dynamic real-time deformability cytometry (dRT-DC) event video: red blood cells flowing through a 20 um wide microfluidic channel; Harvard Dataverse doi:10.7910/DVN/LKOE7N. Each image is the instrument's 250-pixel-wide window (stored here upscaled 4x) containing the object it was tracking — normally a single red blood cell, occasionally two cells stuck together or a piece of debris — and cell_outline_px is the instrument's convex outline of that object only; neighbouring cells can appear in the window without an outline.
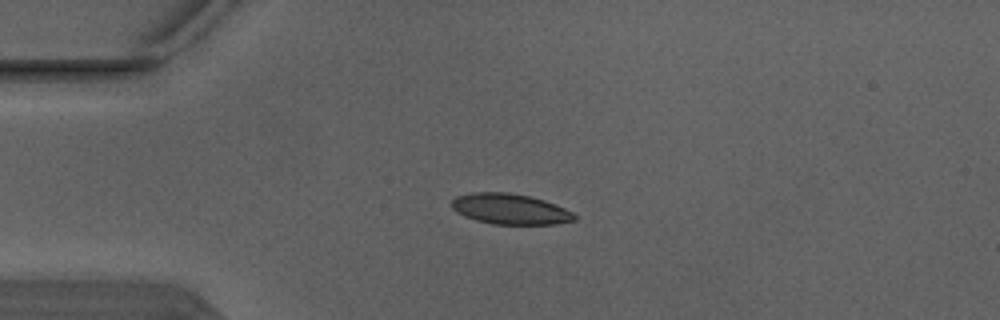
{"species": "Egyptian fruit bat (a non-hibernating species)", "species_latin": "Rousettus aegyptiacus", "temperature_condition": "warm", "stored_images_in_passage": 3, "camera_frame_rate_fps": 3000, "um_per_image_px": 0.085, "animal": {"sex": "male"}, "frame": {"image": 1, "passage_image": 1, "time_ms": 0.0, "image_size_px": [1000, 320], "cell_outline_px": [[576, 220], [556, 224], [492, 224], [476, 220], [464, 216], [456, 212], [452, 208], [452, 200], [456, 196], [472, 192], [508, 192], [528, 196], [544, 200], [564, 208], [572, 212], [576, 216]], "centroid_in_image_um": [43.34, 17.77], "position_along_channel_um": 41.7, "area_um2": 21.85}}
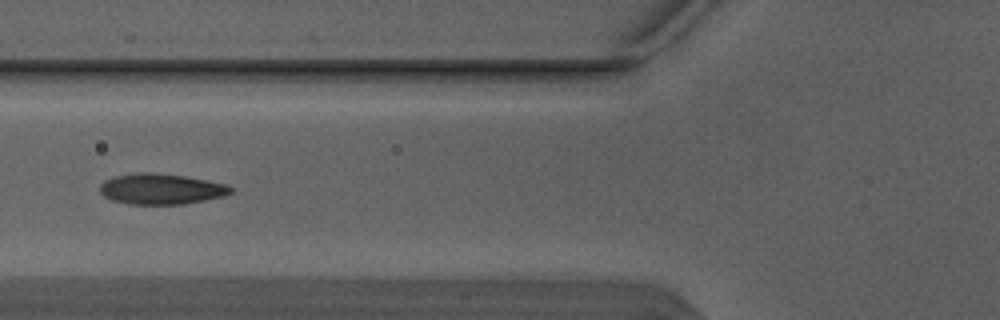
{"frame": {"image": 2, "passage_image": 3, "time_ms": 0.667, "image_size_px": [1000, 320], "cell_outline_px": [[232, 192], [224, 196], [184, 204], [128, 204], [112, 200], [104, 196], [100, 192], [100, 184], [104, 180], [116, 176], [140, 172], [152, 172], [184, 176], [224, 184], [232, 188]], "centroid_in_image_um": [13.65, 16.07], "position_along_channel_um": 112.1, "area_um2": 23.18}}